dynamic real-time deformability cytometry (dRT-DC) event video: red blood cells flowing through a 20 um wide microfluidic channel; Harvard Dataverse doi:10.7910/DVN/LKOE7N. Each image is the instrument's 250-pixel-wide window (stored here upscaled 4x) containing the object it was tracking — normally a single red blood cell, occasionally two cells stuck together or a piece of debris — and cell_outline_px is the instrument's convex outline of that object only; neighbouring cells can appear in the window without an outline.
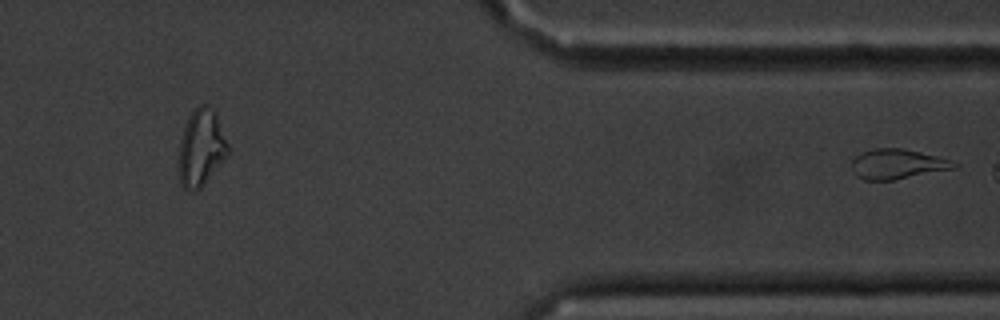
{"species": "common noctule bat (a hibernating species)", "species_latin": "Nyctalus noctula", "temperature_condition": "cold", "stored_images_in_passage": 10, "segment_of_instrument_passage": [2, 2], "camera_frame_rate_fps": 3000, "um_per_image_px": 0.085, "animal": {"sex": "male", "body_mass_g": 20.1, "forearm_length_mm": 53.5}, "frame": {"image": 1, "passage_image": 10, "time_ms": 11.667, "image_size_px": [1000, 320], "cell_outline_px": [[960, 164], [956, 168], [892, 180], [864, 180], [856, 176], [852, 168], [852, 160], [860, 152], [876, 148], [900, 148], [936, 156], [952, 160]], "centroid_in_image_um": [76.27, 13.95], "position_along_channel_um": 335.1, "area_um2": 17.74}}